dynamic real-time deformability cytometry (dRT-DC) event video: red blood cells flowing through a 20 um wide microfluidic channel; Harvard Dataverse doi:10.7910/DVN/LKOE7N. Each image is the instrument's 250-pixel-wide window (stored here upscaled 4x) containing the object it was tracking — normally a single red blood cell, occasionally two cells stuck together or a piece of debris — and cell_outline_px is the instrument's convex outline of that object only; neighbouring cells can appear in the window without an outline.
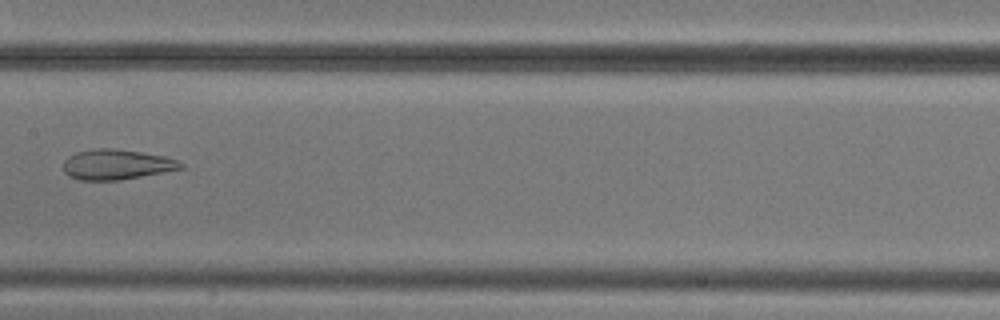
{"species": "common noctule bat (a hibernating species)", "species_latin": "Nyctalus noctula", "temperature_condition": "cold", "stored_images_in_passage": 8, "camera_frame_rate_fps": 3000, "um_per_image_px": 0.085, "animal": {"sex": "male", "body_mass_g": 20.5, "forearm_length_mm": 52.5}, "frame": {"image": 1, "passage_image": 8, "time_ms": 8.0, "image_size_px": [1000, 320], "cell_outline_px": [[184, 168], [120, 180], [80, 180], [68, 176], [64, 172], [64, 160], [68, 156], [76, 152], [96, 148], [112, 148], [140, 152], [164, 156], [176, 160], [184, 164]], "centroid_in_image_um": [9.88, 13.98], "position_along_channel_um": 197.5, "area_um2": 20.58}}